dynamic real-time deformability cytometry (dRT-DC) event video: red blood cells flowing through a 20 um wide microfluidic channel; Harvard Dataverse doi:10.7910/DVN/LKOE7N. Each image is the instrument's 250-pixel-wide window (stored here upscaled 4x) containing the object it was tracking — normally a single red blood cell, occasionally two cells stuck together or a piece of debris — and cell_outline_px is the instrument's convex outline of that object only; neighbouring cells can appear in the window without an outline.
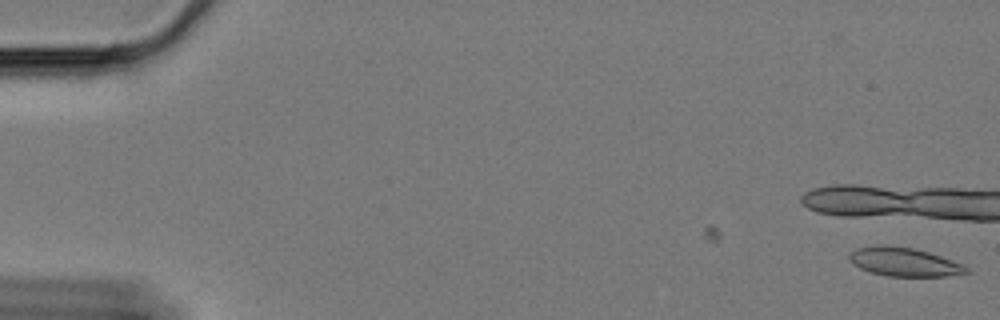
{"species": "Egyptian fruit bat (a non-hibernating species)", "species_latin": "Rousettus aegyptiacus", "temperature_condition": "cold", "stored_images_in_passage": 9, "camera_frame_rate_fps": 3000, "um_per_image_px": 0.085, "animal": {"sex": "female"}, "frame": {"image": 1, "passage_image": 9, "time_ms": 2.667, "image_size_px": [1000, 320], "cell_outline_px": [[972, 272], [944, 276], [888, 276], [872, 272], [860, 268], [852, 264], [848, 260], [848, 256], [856, 248], [912, 248], [928, 252], [940, 256], [960, 264], [968, 268]], "centroid_in_image_um": [76.88, 22.32], "position_along_channel_um": 8.1, "area_um2": 18.55}}